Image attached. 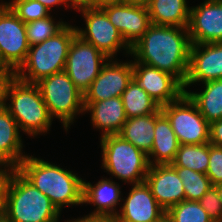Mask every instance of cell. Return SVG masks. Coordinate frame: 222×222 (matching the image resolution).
Listing matches in <instances>:
<instances>
[{"label": "cell", "mask_w": 222, "mask_h": 222, "mask_svg": "<svg viewBox=\"0 0 222 222\" xmlns=\"http://www.w3.org/2000/svg\"><path fill=\"white\" fill-rule=\"evenodd\" d=\"M191 42L187 28L150 24L131 46L135 61L170 73L183 85L189 69Z\"/></svg>", "instance_id": "cell-1"}, {"label": "cell", "mask_w": 222, "mask_h": 222, "mask_svg": "<svg viewBox=\"0 0 222 222\" xmlns=\"http://www.w3.org/2000/svg\"><path fill=\"white\" fill-rule=\"evenodd\" d=\"M16 169L61 212L64 205L83 204V181L72 171L33 156H26Z\"/></svg>", "instance_id": "cell-2"}, {"label": "cell", "mask_w": 222, "mask_h": 222, "mask_svg": "<svg viewBox=\"0 0 222 222\" xmlns=\"http://www.w3.org/2000/svg\"><path fill=\"white\" fill-rule=\"evenodd\" d=\"M60 211L17 169L8 183L0 218L4 222H58Z\"/></svg>", "instance_id": "cell-3"}, {"label": "cell", "mask_w": 222, "mask_h": 222, "mask_svg": "<svg viewBox=\"0 0 222 222\" xmlns=\"http://www.w3.org/2000/svg\"><path fill=\"white\" fill-rule=\"evenodd\" d=\"M10 97V98H9ZM10 104L6 103V100ZM3 106L18 123L19 128L29 136L49 131L53 118L43 101L35 83H26L14 74L7 80L4 89Z\"/></svg>", "instance_id": "cell-4"}, {"label": "cell", "mask_w": 222, "mask_h": 222, "mask_svg": "<svg viewBox=\"0 0 222 222\" xmlns=\"http://www.w3.org/2000/svg\"><path fill=\"white\" fill-rule=\"evenodd\" d=\"M76 35V27L67 24L55 36L31 45L25 62L14 75L23 82L36 84L47 76L64 71L68 51Z\"/></svg>", "instance_id": "cell-5"}, {"label": "cell", "mask_w": 222, "mask_h": 222, "mask_svg": "<svg viewBox=\"0 0 222 222\" xmlns=\"http://www.w3.org/2000/svg\"><path fill=\"white\" fill-rule=\"evenodd\" d=\"M102 167L125 183L145 181L149 169L148 156L120 135L101 137Z\"/></svg>", "instance_id": "cell-6"}, {"label": "cell", "mask_w": 222, "mask_h": 222, "mask_svg": "<svg viewBox=\"0 0 222 222\" xmlns=\"http://www.w3.org/2000/svg\"><path fill=\"white\" fill-rule=\"evenodd\" d=\"M36 85L50 116L58 118L66 131L73 123L74 117L85 112L84 94L74 85L65 71L47 76Z\"/></svg>", "instance_id": "cell-7"}, {"label": "cell", "mask_w": 222, "mask_h": 222, "mask_svg": "<svg viewBox=\"0 0 222 222\" xmlns=\"http://www.w3.org/2000/svg\"><path fill=\"white\" fill-rule=\"evenodd\" d=\"M161 110L169 119L179 144L209 143L210 124L186 93L161 106Z\"/></svg>", "instance_id": "cell-8"}, {"label": "cell", "mask_w": 222, "mask_h": 222, "mask_svg": "<svg viewBox=\"0 0 222 222\" xmlns=\"http://www.w3.org/2000/svg\"><path fill=\"white\" fill-rule=\"evenodd\" d=\"M30 45L25 23L5 3H0V61L14 74L25 62Z\"/></svg>", "instance_id": "cell-9"}, {"label": "cell", "mask_w": 222, "mask_h": 222, "mask_svg": "<svg viewBox=\"0 0 222 222\" xmlns=\"http://www.w3.org/2000/svg\"><path fill=\"white\" fill-rule=\"evenodd\" d=\"M108 59L94 45L76 35L70 45L64 71L84 94Z\"/></svg>", "instance_id": "cell-10"}, {"label": "cell", "mask_w": 222, "mask_h": 222, "mask_svg": "<svg viewBox=\"0 0 222 222\" xmlns=\"http://www.w3.org/2000/svg\"><path fill=\"white\" fill-rule=\"evenodd\" d=\"M79 11L85 19L86 27L85 30L78 27L76 30L77 35L84 41L94 45L110 59L114 58V55L123 48L126 50V53H131V47L110 22L102 8H84Z\"/></svg>", "instance_id": "cell-11"}, {"label": "cell", "mask_w": 222, "mask_h": 222, "mask_svg": "<svg viewBox=\"0 0 222 222\" xmlns=\"http://www.w3.org/2000/svg\"><path fill=\"white\" fill-rule=\"evenodd\" d=\"M108 59L99 75L84 93V102H97L112 97H121L133 79V61L119 63Z\"/></svg>", "instance_id": "cell-12"}, {"label": "cell", "mask_w": 222, "mask_h": 222, "mask_svg": "<svg viewBox=\"0 0 222 222\" xmlns=\"http://www.w3.org/2000/svg\"><path fill=\"white\" fill-rule=\"evenodd\" d=\"M133 79L160 106L178 100L184 93L183 84L170 73L143 63L133 62Z\"/></svg>", "instance_id": "cell-13"}, {"label": "cell", "mask_w": 222, "mask_h": 222, "mask_svg": "<svg viewBox=\"0 0 222 222\" xmlns=\"http://www.w3.org/2000/svg\"><path fill=\"white\" fill-rule=\"evenodd\" d=\"M187 29L191 44L222 42V1L205 0L191 7Z\"/></svg>", "instance_id": "cell-14"}, {"label": "cell", "mask_w": 222, "mask_h": 222, "mask_svg": "<svg viewBox=\"0 0 222 222\" xmlns=\"http://www.w3.org/2000/svg\"><path fill=\"white\" fill-rule=\"evenodd\" d=\"M218 79H222V42L191 44L184 91L196 82L206 83Z\"/></svg>", "instance_id": "cell-15"}, {"label": "cell", "mask_w": 222, "mask_h": 222, "mask_svg": "<svg viewBox=\"0 0 222 222\" xmlns=\"http://www.w3.org/2000/svg\"><path fill=\"white\" fill-rule=\"evenodd\" d=\"M116 222H160L166 211L158 204L146 182L133 184Z\"/></svg>", "instance_id": "cell-16"}, {"label": "cell", "mask_w": 222, "mask_h": 222, "mask_svg": "<svg viewBox=\"0 0 222 222\" xmlns=\"http://www.w3.org/2000/svg\"><path fill=\"white\" fill-rule=\"evenodd\" d=\"M102 9L130 47L146 33L151 24L147 7L122 2L106 5Z\"/></svg>", "instance_id": "cell-17"}, {"label": "cell", "mask_w": 222, "mask_h": 222, "mask_svg": "<svg viewBox=\"0 0 222 222\" xmlns=\"http://www.w3.org/2000/svg\"><path fill=\"white\" fill-rule=\"evenodd\" d=\"M145 182L158 204L165 211L185 200L182 180L171 164L150 165Z\"/></svg>", "instance_id": "cell-18"}, {"label": "cell", "mask_w": 222, "mask_h": 222, "mask_svg": "<svg viewBox=\"0 0 222 222\" xmlns=\"http://www.w3.org/2000/svg\"><path fill=\"white\" fill-rule=\"evenodd\" d=\"M84 111L91 113L93 127L103 131L101 137L119 134L127 120L121 97L84 102Z\"/></svg>", "instance_id": "cell-19"}, {"label": "cell", "mask_w": 222, "mask_h": 222, "mask_svg": "<svg viewBox=\"0 0 222 222\" xmlns=\"http://www.w3.org/2000/svg\"><path fill=\"white\" fill-rule=\"evenodd\" d=\"M119 184L111 179H100L92 185L83 181V204H93L96 210L88 216L115 217L116 206L122 200Z\"/></svg>", "instance_id": "cell-20"}, {"label": "cell", "mask_w": 222, "mask_h": 222, "mask_svg": "<svg viewBox=\"0 0 222 222\" xmlns=\"http://www.w3.org/2000/svg\"><path fill=\"white\" fill-rule=\"evenodd\" d=\"M179 142L171 123L161 108L155 113L154 141L151 152L147 155L150 165L172 164ZM151 157L154 158L151 160Z\"/></svg>", "instance_id": "cell-21"}, {"label": "cell", "mask_w": 222, "mask_h": 222, "mask_svg": "<svg viewBox=\"0 0 222 222\" xmlns=\"http://www.w3.org/2000/svg\"><path fill=\"white\" fill-rule=\"evenodd\" d=\"M22 148L18 123L2 105L0 107V160L17 167L27 156L22 153Z\"/></svg>", "instance_id": "cell-22"}, {"label": "cell", "mask_w": 222, "mask_h": 222, "mask_svg": "<svg viewBox=\"0 0 222 222\" xmlns=\"http://www.w3.org/2000/svg\"><path fill=\"white\" fill-rule=\"evenodd\" d=\"M147 8L152 24L188 27L190 8L186 0H151Z\"/></svg>", "instance_id": "cell-23"}, {"label": "cell", "mask_w": 222, "mask_h": 222, "mask_svg": "<svg viewBox=\"0 0 222 222\" xmlns=\"http://www.w3.org/2000/svg\"><path fill=\"white\" fill-rule=\"evenodd\" d=\"M154 129L155 113L127 119L118 135L148 155L154 141Z\"/></svg>", "instance_id": "cell-24"}, {"label": "cell", "mask_w": 222, "mask_h": 222, "mask_svg": "<svg viewBox=\"0 0 222 222\" xmlns=\"http://www.w3.org/2000/svg\"><path fill=\"white\" fill-rule=\"evenodd\" d=\"M203 91L185 93L196 104L201 115L210 124L222 119V79L203 83Z\"/></svg>", "instance_id": "cell-25"}, {"label": "cell", "mask_w": 222, "mask_h": 222, "mask_svg": "<svg viewBox=\"0 0 222 222\" xmlns=\"http://www.w3.org/2000/svg\"><path fill=\"white\" fill-rule=\"evenodd\" d=\"M127 119L156 113L161 106L132 79L121 95Z\"/></svg>", "instance_id": "cell-26"}, {"label": "cell", "mask_w": 222, "mask_h": 222, "mask_svg": "<svg viewBox=\"0 0 222 222\" xmlns=\"http://www.w3.org/2000/svg\"><path fill=\"white\" fill-rule=\"evenodd\" d=\"M209 163V143L180 144L176 157L171 164L173 167L189 168L206 174Z\"/></svg>", "instance_id": "cell-27"}, {"label": "cell", "mask_w": 222, "mask_h": 222, "mask_svg": "<svg viewBox=\"0 0 222 222\" xmlns=\"http://www.w3.org/2000/svg\"><path fill=\"white\" fill-rule=\"evenodd\" d=\"M182 180L185 191V200L199 201L212 184L206 174L193 171L189 168L174 167Z\"/></svg>", "instance_id": "cell-28"}, {"label": "cell", "mask_w": 222, "mask_h": 222, "mask_svg": "<svg viewBox=\"0 0 222 222\" xmlns=\"http://www.w3.org/2000/svg\"><path fill=\"white\" fill-rule=\"evenodd\" d=\"M165 216L170 222H212L198 201L177 203L166 211Z\"/></svg>", "instance_id": "cell-29"}, {"label": "cell", "mask_w": 222, "mask_h": 222, "mask_svg": "<svg viewBox=\"0 0 222 222\" xmlns=\"http://www.w3.org/2000/svg\"><path fill=\"white\" fill-rule=\"evenodd\" d=\"M67 23H55L52 16L42 18L25 23L26 35L29 45H36L42 43L46 39L55 36L60 32Z\"/></svg>", "instance_id": "cell-30"}, {"label": "cell", "mask_w": 222, "mask_h": 222, "mask_svg": "<svg viewBox=\"0 0 222 222\" xmlns=\"http://www.w3.org/2000/svg\"><path fill=\"white\" fill-rule=\"evenodd\" d=\"M6 4L24 23L51 16L49 13L50 11L39 1L12 0Z\"/></svg>", "instance_id": "cell-31"}, {"label": "cell", "mask_w": 222, "mask_h": 222, "mask_svg": "<svg viewBox=\"0 0 222 222\" xmlns=\"http://www.w3.org/2000/svg\"><path fill=\"white\" fill-rule=\"evenodd\" d=\"M198 202L212 222H222V203L215 186L210 187Z\"/></svg>", "instance_id": "cell-32"}, {"label": "cell", "mask_w": 222, "mask_h": 222, "mask_svg": "<svg viewBox=\"0 0 222 222\" xmlns=\"http://www.w3.org/2000/svg\"><path fill=\"white\" fill-rule=\"evenodd\" d=\"M206 175L212 186L222 183V147L209 143V163Z\"/></svg>", "instance_id": "cell-33"}, {"label": "cell", "mask_w": 222, "mask_h": 222, "mask_svg": "<svg viewBox=\"0 0 222 222\" xmlns=\"http://www.w3.org/2000/svg\"><path fill=\"white\" fill-rule=\"evenodd\" d=\"M0 166H4V169L0 168V215H1L4 208L8 183L10 181L12 174L16 170V167L11 163L2 160H0Z\"/></svg>", "instance_id": "cell-34"}, {"label": "cell", "mask_w": 222, "mask_h": 222, "mask_svg": "<svg viewBox=\"0 0 222 222\" xmlns=\"http://www.w3.org/2000/svg\"><path fill=\"white\" fill-rule=\"evenodd\" d=\"M209 143L222 147V119L210 123Z\"/></svg>", "instance_id": "cell-35"}, {"label": "cell", "mask_w": 222, "mask_h": 222, "mask_svg": "<svg viewBox=\"0 0 222 222\" xmlns=\"http://www.w3.org/2000/svg\"><path fill=\"white\" fill-rule=\"evenodd\" d=\"M12 76L8 69H0V107L4 103V89L7 80Z\"/></svg>", "instance_id": "cell-36"}, {"label": "cell", "mask_w": 222, "mask_h": 222, "mask_svg": "<svg viewBox=\"0 0 222 222\" xmlns=\"http://www.w3.org/2000/svg\"><path fill=\"white\" fill-rule=\"evenodd\" d=\"M70 222H116L114 217L85 216L79 219L69 220Z\"/></svg>", "instance_id": "cell-37"}, {"label": "cell", "mask_w": 222, "mask_h": 222, "mask_svg": "<svg viewBox=\"0 0 222 222\" xmlns=\"http://www.w3.org/2000/svg\"><path fill=\"white\" fill-rule=\"evenodd\" d=\"M69 7L74 8L75 10H81L84 8H92V0H66Z\"/></svg>", "instance_id": "cell-38"}, {"label": "cell", "mask_w": 222, "mask_h": 222, "mask_svg": "<svg viewBox=\"0 0 222 222\" xmlns=\"http://www.w3.org/2000/svg\"><path fill=\"white\" fill-rule=\"evenodd\" d=\"M39 1L42 5H44L49 11L52 9L51 7L55 5H67L69 7L68 3L66 0H35Z\"/></svg>", "instance_id": "cell-39"}, {"label": "cell", "mask_w": 222, "mask_h": 222, "mask_svg": "<svg viewBox=\"0 0 222 222\" xmlns=\"http://www.w3.org/2000/svg\"><path fill=\"white\" fill-rule=\"evenodd\" d=\"M124 0H92V8H102L110 4H119Z\"/></svg>", "instance_id": "cell-40"}, {"label": "cell", "mask_w": 222, "mask_h": 222, "mask_svg": "<svg viewBox=\"0 0 222 222\" xmlns=\"http://www.w3.org/2000/svg\"><path fill=\"white\" fill-rule=\"evenodd\" d=\"M150 1L151 0H124L123 2L128 3L130 5L148 7Z\"/></svg>", "instance_id": "cell-41"}, {"label": "cell", "mask_w": 222, "mask_h": 222, "mask_svg": "<svg viewBox=\"0 0 222 222\" xmlns=\"http://www.w3.org/2000/svg\"><path fill=\"white\" fill-rule=\"evenodd\" d=\"M215 187H216V189H217V192H218V195H219L220 201H221V203H222V183L216 185Z\"/></svg>", "instance_id": "cell-42"}, {"label": "cell", "mask_w": 222, "mask_h": 222, "mask_svg": "<svg viewBox=\"0 0 222 222\" xmlns=\"http://www.w3.org/2000/svg\"><path fill=\"white\" fill-rule=\"evenodd\" d=\"M160 222H170L168 218L165 216Z\"/></svg>", "instance_id": "cell-43"}, {"label": "cell", "mask_w": 222, "mask_h": 222, "mask_svg": "<svg viewBox=\"0 0 222 222\" xmlns=\"http://www.w3.org/2000/svg\"><path fill=\"white\" fill-rule=\"evenodd\" d=\"M0 69H6V68L2 65L1 61H0Z\"/></svg>", "instance_id": "cell-44"}]
</instances>
